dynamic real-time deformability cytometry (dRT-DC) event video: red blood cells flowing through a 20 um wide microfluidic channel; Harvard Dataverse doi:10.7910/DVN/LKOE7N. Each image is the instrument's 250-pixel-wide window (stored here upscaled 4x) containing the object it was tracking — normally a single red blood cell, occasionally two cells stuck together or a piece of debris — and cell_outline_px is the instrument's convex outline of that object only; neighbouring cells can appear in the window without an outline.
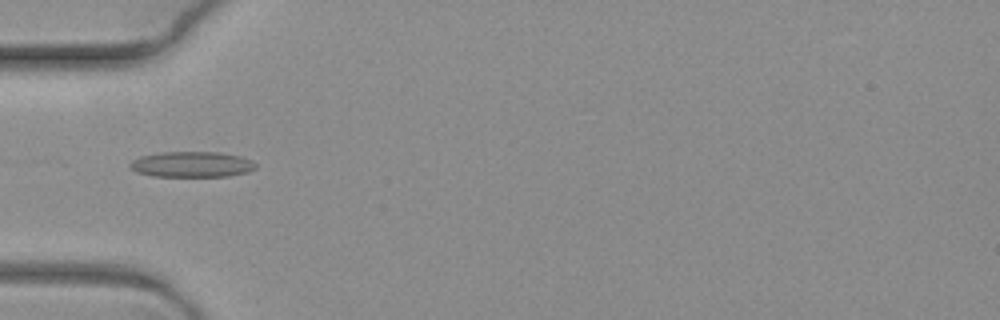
{"species": "common noctule bat (a hibernating species)", "species_latin": "Nyctalus noctula", "temperature_condition": "warm", "stored_images_in_passage": 7, "camera_frame_rate_fps": 3000, "um_per_image_px": 0.085, "animal": {"sex": "female", "body_mass_g": 19.3, "forearm_length_mm": 54.1}, "frame": {"image": 1, "passage_image": 5, "time_ms": 1.333, "image_size_px": [1000, 320], "cell_outline_px": [[256, 168], [248, 172], [228, 176], [152, 176], [136, 172], [128, 164], [132, 160], [140, 156], [160, 152], [220, 152], [240, 156], [252, 160], [256, 164]], "centroid_in_image_um": [16.31, 13.97], "position_along_channel_um": 68.7, "area_um2": 18.84}}
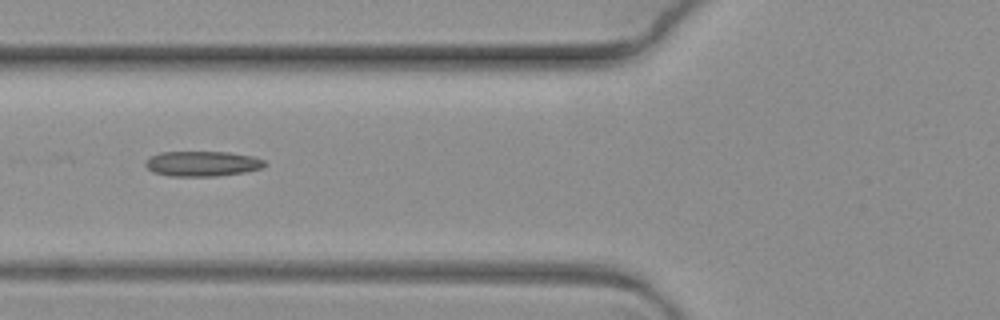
{"frame": {"image": 2, "passage_image": 6, "time_ms": 1.667, "image_size_px": [1000, 320], "cell_outline_px": [[268, 164], [264, 168], [244, 172], [216, 176], [172, 176], [152, 172], [144, 164], [152, 156], [160, 152], [228, 152], [252, 156], [264, 160]], "centroid_in_image_um": [17.24, 13.91], "position_along_channel_um": 108.6, "area_um2": 17.46}}
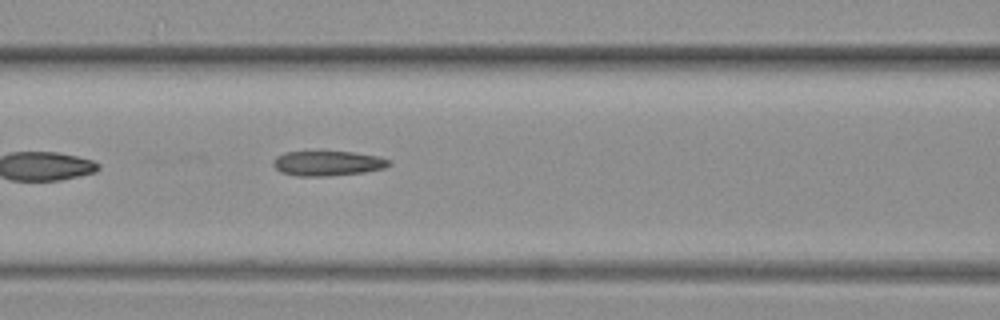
{"frame": {"image": 3, "passage_image": 7, "time_ms": 2.0, "image_size_px": [1000, 320], "cell_outline_px": [[392, 164], [384, 168], [364, 172], [328, 176], [296, 176], [280, 172], [272, 164], [272, 160], [276, 156], [284, 152], [352, 152], [380, 156], [388, 160]], "centroid_in_image_um": [27.83, 13.88], "position_along_channel_um": 138.8, "area_um2": 16.82}}